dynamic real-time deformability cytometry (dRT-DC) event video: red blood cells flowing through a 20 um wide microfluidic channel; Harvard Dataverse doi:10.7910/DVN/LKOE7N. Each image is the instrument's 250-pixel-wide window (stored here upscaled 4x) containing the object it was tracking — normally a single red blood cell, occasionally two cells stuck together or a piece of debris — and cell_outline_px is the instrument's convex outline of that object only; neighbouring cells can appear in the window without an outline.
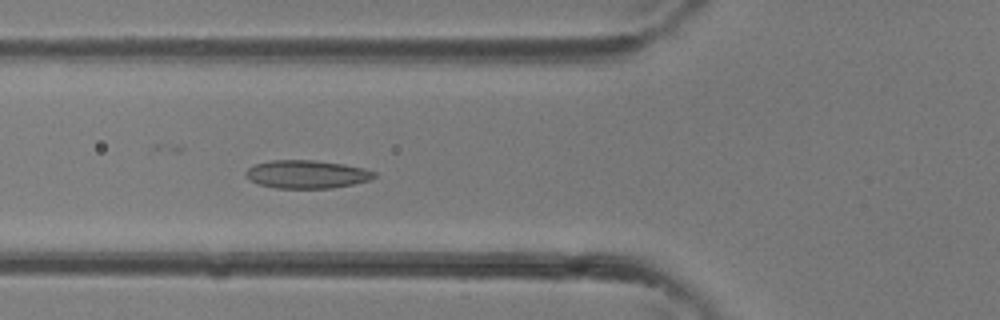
{"species": "common noctule bat (a hibernating species)", "species_latin": "Nyctalus noctula", "temperature_condition": "room temperature", "stored_images_in_passage": 37, "camera_frame_rate_fps": 3000, "um_per_image_px": 0.085, "animal": {"sex": "female"}, "frame": {"image": 1, "passage_image": 13, "time_ms": 4.0, "image_size_px": [1000, 320], "cell_outline_px": [[376, 176], [368, 180], [352, 184], [332, 188], [276, 188], [256, 184], [248, 180], [244, 176], [244, 172], [252, 164], [272, 160], [312, 160], [344, 164], [364, 168], [376, 172]], "centroid_in_image_um": [26.0, 14.81], "position_along_channel_um": 99.8, "area_um2": 21.27}}
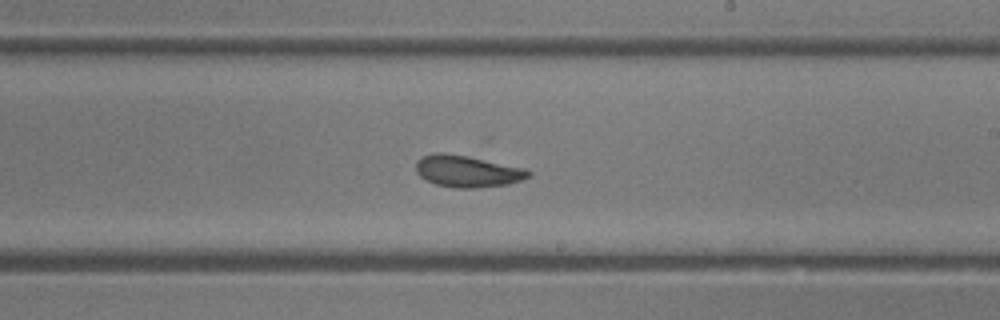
{"frame": {"image": 2, "passage_image": 21, "time_ms": 6.667, "image_size_px": [1000, 320], "cell_outline_px": [[532, 172], [528, 176], [520, 180], [508, 184], [476, 188], [452, 188], [436, 184], [420, 176], [416, 172], [416, 160], [424, 156], [436, 152], [440, 152], [468, 156], [524, 168]], "centroid_in_image_um": [39.69, 14.56], "position_along_channel_um": 249.3, "area_um2": 20.63}}
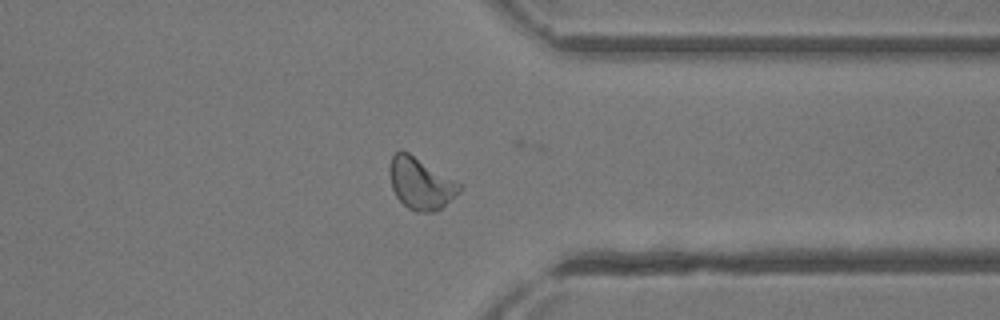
{"frame": {"image": 3, "passage_image": 28, "time_ms": 9.0, "image_size_px": [1000, 320], "cell_outline_px": [[464, 188], [460, 192], [440, 208], [432, 212], [416, 212], [408, 208], [396, 196], [392, 188], [388, 172], [388, 168], [392, 156], [400, 148], [408, 152], [464, 184]], "centroid_in_image_um": [35.77, 15.57], "position_along_channel_um": 375.6, "area_um2": 21.33}}